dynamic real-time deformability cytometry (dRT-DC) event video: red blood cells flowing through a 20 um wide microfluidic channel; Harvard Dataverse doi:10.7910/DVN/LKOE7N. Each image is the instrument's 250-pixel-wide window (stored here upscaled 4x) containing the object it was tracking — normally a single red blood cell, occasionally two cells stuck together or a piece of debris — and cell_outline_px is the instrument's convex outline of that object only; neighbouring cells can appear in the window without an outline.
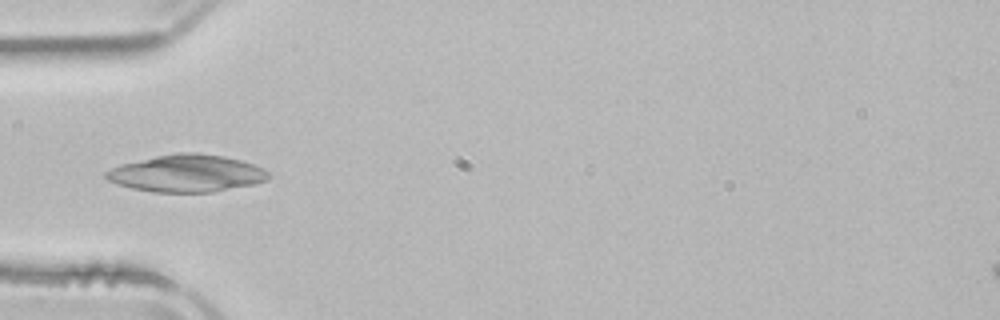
{"species": "common noctule bat (a hibernating species)", "species_latin": "Nyctalus noctula", "temperature_condition": "room temperature", "stored_images_in_passage": 4, "camera_frame_rate_fps": 3000, "um_per_image_px": 0.085, "animal": {"sex": "male", "body_mass_g": 21.5, "forearm_length_mm": 52.0}, "frame": {"image": 1, "passage_image": 4, "time_ms": 4.667, "image_size_px": [1000, 320], "cell_outline_px": [[272, 176], [268, 180], [252, 184], [212, 192], [152, 192], [132, 188], [116, 184], [108, 180], [104, 176], [104, 172], [120, 164], [156, 156], [180, 152], [196, 152], [224, 156], [240, 160], [264, 168]], "centroid_in_image_um": [15.86, 14.73], "position_along_channel_um": 69.1, "area_um2": 35.26}}